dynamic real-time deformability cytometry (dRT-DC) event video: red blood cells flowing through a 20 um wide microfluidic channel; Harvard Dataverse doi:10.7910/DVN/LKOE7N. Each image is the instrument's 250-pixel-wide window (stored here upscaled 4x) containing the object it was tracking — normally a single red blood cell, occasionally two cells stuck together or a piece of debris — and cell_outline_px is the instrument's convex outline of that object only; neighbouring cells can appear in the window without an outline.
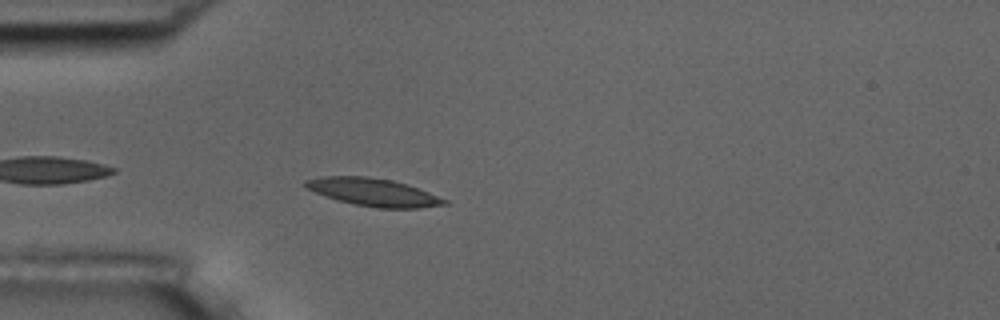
{"species": "common noctule bat (a hibernating species)", "species_latin": "Nyctalus noctula", "temperature_condition": "room temperature", "stored_images_in_passage": 5, "camera_frame_rate_fps": 3000, "um_per_image_px": 0.085, "animal": {"sex": "male", "body_mass_g": 17.5, "forearm_length_mm": 52.3}, "frame": {"image": 1, "passage_image": 5, "time_ms": 4.667, "image_size_px": [1000, 320], "cell_outline_px": [[448, 204], [420, 208], [376, 208], [336, 200], [324, 196], [308, 188], [304, 184], [304, 180], [324, 176], [368, 176], [392, 180], [428, 192], [448, 200]], "centroid_in_image_um": [31.73, 16.34], "position_along_channel_um": 53.3, "area_um2": 22.25}}